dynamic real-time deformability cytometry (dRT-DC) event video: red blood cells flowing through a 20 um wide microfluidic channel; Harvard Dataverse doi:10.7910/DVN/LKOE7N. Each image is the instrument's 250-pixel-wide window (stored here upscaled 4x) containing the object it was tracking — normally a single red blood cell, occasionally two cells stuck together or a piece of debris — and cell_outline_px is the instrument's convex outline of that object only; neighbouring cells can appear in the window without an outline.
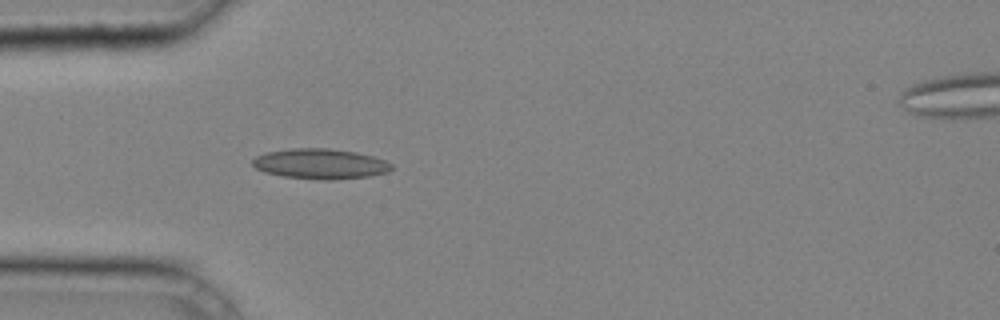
{"species": "common noctule bat (a hibernating species)", "species_latin": "Nyctalus noctula", "temperature_condition": "cold", "stored_images_in_passage": 12, "camera_frame_rate_fps": 3000, "um_per_image_px": 0.085, "animal": {"sex": "male", "body_mass_g": 20.4}, "frame": {"image": 1, "passage_image": 4, "time_ms": 1.0, "image_size_px": [1000, 320], "cell_outline_px": [[392, 168], [388, 172], [368, 176], [332, 180], [328, 180], [284, 176], [264, 172], [256, 168], [252, 164], [252, 160], [256, 156], [268, 152], [292, 148], [328, 148], [356, 152], [372, 156], [384, 160], [392, 164]], "centroid_in_image_um": [27.23, 13.92], "position_along_channel_um": 57.8, "area_um2": 24.28}}
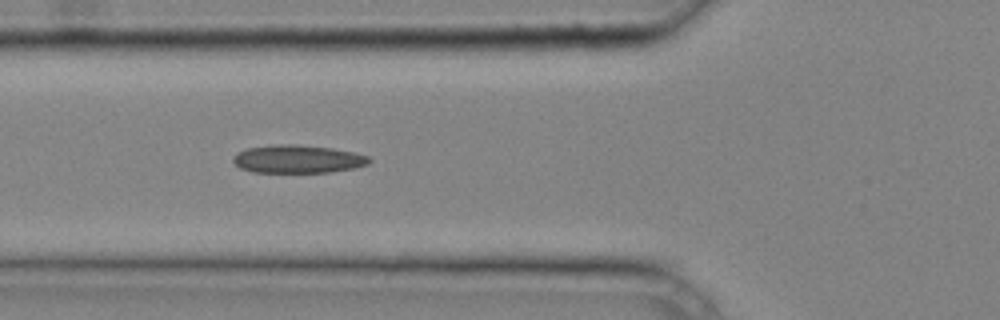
{"frame": {"image": 2, "passage_image": 7, "time_ms": 2.0, "image_size_px": [1000, 320], "cell_outline_px": [[372, 160], [368, 164], [356, 168], [328, 172], [252, 172], [240, 168], [232, 160], [232, 156], [236, 152], [248, 148], [272, 144], [296, 144], [332, 148], [352, 152], [368, 156]], "centroid_in_image_um": [25.28, 13.51], "position_along_channel_um": 100.5, "area_um2": 22.37}}